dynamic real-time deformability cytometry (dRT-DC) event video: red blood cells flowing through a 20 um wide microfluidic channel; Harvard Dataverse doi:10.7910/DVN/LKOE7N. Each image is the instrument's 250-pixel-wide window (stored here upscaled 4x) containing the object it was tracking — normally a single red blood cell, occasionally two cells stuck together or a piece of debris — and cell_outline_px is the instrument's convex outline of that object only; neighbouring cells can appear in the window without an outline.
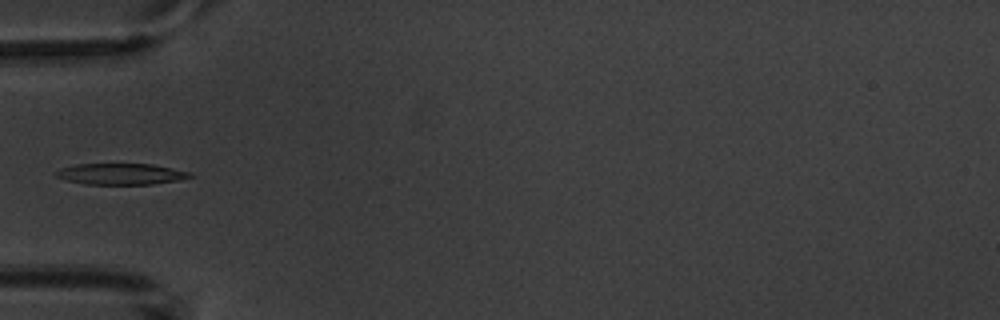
{"species": "common noctule bat (a hibernating species)", "species_latin": "Nyctalus noctula", "temperature_condition": "warm", "stored_images_in_passage": 4, "camera_frame_rate_fps": 3000, "um_per_image_px": 0.085, "animal": {"sex": "male", "body_mass_g": 20.1, "forearm_length_mm": 53.5}, "frame": {"image": 1, "passage_image": 4, "time_ms": 4.333, "image_size_px": [1000, 320], "cell_outline_px": [[196, 176], [176, 180], [152, 184], [84, 184], [68, 180], [56, 176], [56, 172], [60, 168], [76, 164], [152, 164], [192, 172]], "centroid_in_image_um": [10.31, 14.78], "position_along_channel_um": 74.7, "area_um2": 16.42}}